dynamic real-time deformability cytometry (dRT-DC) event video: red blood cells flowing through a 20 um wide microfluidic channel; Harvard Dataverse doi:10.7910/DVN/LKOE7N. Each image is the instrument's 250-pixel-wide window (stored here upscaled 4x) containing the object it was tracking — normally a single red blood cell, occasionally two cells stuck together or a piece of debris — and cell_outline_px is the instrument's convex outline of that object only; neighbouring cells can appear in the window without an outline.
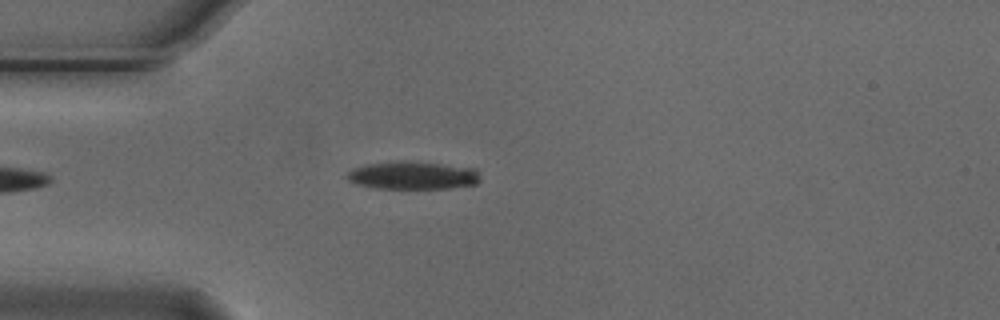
{"species": "Egyptian fruit bat (a non-hibernating species)", "species_latin": "Rousettus aegyptiacus", "temperature_condition": "cold", "stored_images_in_passage": 4, "camera_frame_rate_fps": 3000, "um_per_image_px": 0.085, "animal": {"sex": "male"}, "frame": {"image": 1, "passage_image": 4, "time_ms": 1.0, "image_size_px": [1000, 320], "cell_outline_px": [[480, 180], [476, 184], [452, 188], [376, 188], [356, 184], [348, 180], [348, 172], [352, 168], [368, 164], [400, 160], [440, 164], [476, 168], [480, 172]], "centroid_in_image_um": [35.12, 14.9], "position_along_channel_um": 49.9, "area_um2": 21.68}}